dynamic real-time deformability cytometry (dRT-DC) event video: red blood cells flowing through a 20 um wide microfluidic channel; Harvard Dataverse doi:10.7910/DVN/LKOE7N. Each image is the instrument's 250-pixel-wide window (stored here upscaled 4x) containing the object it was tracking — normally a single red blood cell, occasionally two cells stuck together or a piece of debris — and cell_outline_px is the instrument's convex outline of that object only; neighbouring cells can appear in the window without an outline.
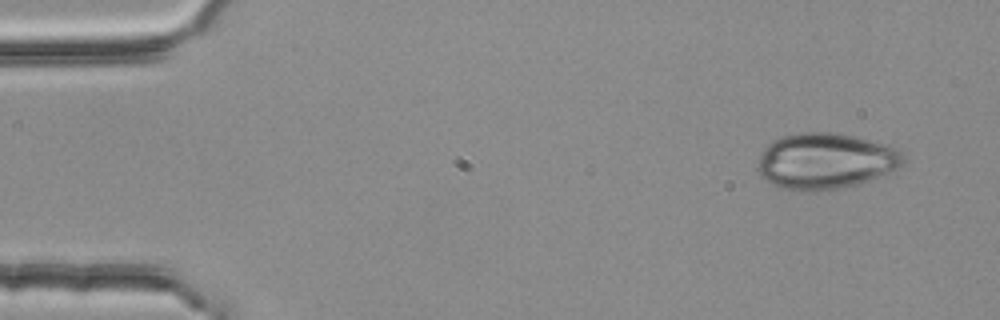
{"species": "common noctule bat (a hibernating species)", "species_latin": "Nyctalus noctula", "temperature_condition": "room temperature", "stored_images_in_passage": 4, "camera_frame_rate_fps": 3000, "um_per_image_px": 0.085, "animal": {"sex": "female", "body_mass_g": 25.1}, "frame": {"image": 1, "passage_image": 1, "time_ms": 0.0, "image_size_px": [1000, 320], "cell_outline_px": [[904, 160], [896, 168], [884, 176], [856, 184], [840, 188], [804, 192], [780, 188], [772, 184], [760, 176], [756, 168], [760, 156], [764, 148], [768, 144], [784, 136], [800, 132], [836, 132], [888, 144], [904, 152]], "centroid_in_image_um": [70.17, 13.69], "position_along_channel_um": 14.8, "area_um2": 47.74}}